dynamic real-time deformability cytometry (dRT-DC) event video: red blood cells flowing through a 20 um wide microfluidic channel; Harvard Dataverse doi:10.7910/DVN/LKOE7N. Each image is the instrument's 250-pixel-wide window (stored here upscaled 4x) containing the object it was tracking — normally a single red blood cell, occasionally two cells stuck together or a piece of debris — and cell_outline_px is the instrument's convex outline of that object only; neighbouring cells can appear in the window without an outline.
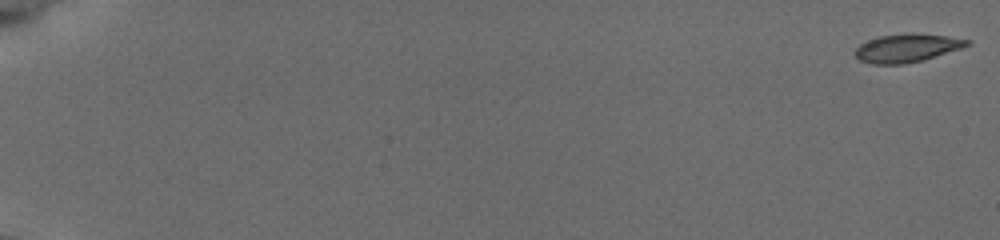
{"species": "common noctule bat (a hibernating species)", "species_latin": "Nyctalus noctula", "temperature_condition": "cold", "stored_images_in_passage": 19, "camera_frame_rate_fps": 3000, "um_per_image_px": 0.085, "animal": {"sex": "female", "body_mass_g": 19.5, "forearm_length_mm": 54.1}, "frame": {"image": 1, "passage_image": 1, "time_ms": 0.0, "image_size_px": [1000, 240], "cell_outline_px": [[972, 44], [924, 60], [904, 64], [872, 64], [860, 60], [852, 52], [860, 44], [868, 40], [880, 36], [904, 32], [912, 32], [948, 36], [972, 40]], "centroid_in_image_um": [77.09, 4.06], "position_along_channel_um": 7.9, "area_um2": 18.73}}
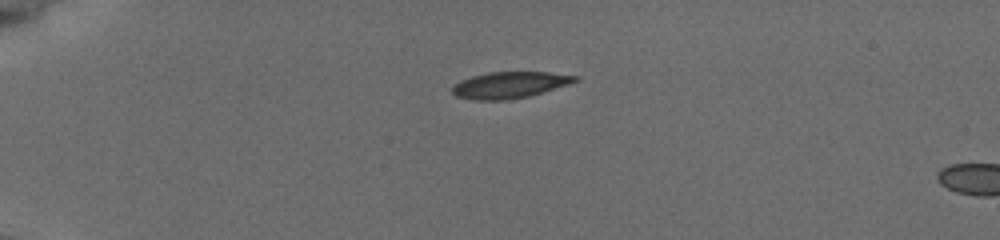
{"frame": {"image": 2, "passage_image": 16, "time_ms": 5.0, "image_size_px": [1000, 240], "cell_outline_px": [[580, 80], [568, 84], [528, 96], [508, 100], [476, 100], [456, 96], [452, 92], [452, 88], [460, 80], [472, 76], [488, 72], [548, 72], [580, 76]], "centroid_in_image_um": [43.33, 7.21], "position_along_channel_um": 41.7, "area_um2": 18.79}}